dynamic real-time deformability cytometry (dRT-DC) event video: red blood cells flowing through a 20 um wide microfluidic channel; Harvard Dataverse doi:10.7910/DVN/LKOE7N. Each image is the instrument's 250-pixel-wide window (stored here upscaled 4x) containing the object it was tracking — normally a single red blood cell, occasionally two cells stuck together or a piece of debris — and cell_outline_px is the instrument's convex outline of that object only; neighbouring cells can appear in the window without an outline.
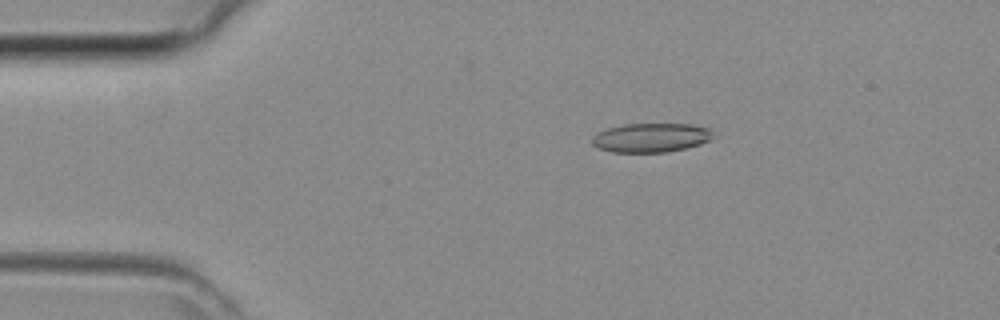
{"species": "common noctule bat (a hibernating species)", "species_latin": "Nyctalus noctula", "temperature_condition": "room temperature", "stored_images_in_passage": 43, "camera_frame_rate_fps": 3000, "um_per_image_px": 0.085, "animal": {"sex": "female", "body_mass_g": 29.2, "forearm_length_mm": 56.3}, "frame": {"image": 1, "passage_image": 8, "time_ms": 2.333, "image_size_px": [1000, 320], "cell_outline_px": [[716, 136], [700, 144], [688, 148], [668, 152], [612, 152], [600, 148], [592, 144], [592, 136], [596, 132], [608, 128], [624, 124], [692, 124], [708, 128]], "centroid_in_image_um": [55.34, 11.7], "position_along_channel_um": 29.7, "area_um2": 20.63}}
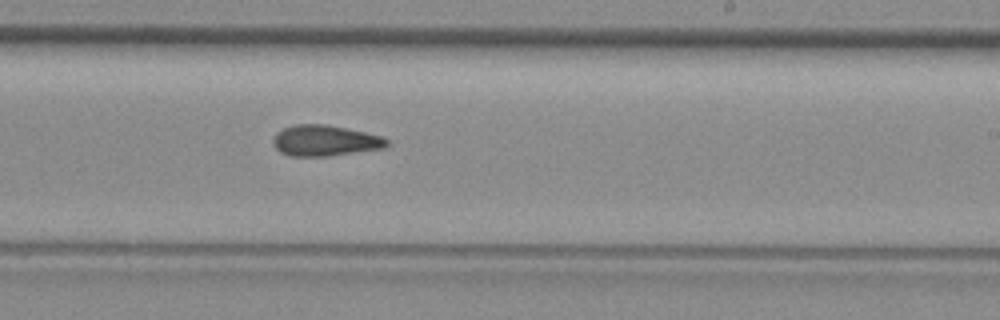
{"frame": {"image": 2, "passage_image": 26, "time_ms": 8.333, "image_size_px": [1000, 320], "cell_outline_px": [[392, 144], [384, 148], [328, 156], [292, 156], [280, 152], [272, 144], [272, 140], [276, 132], [284, 128], [296, 124], [324, 124], [364, 132], [380, 136], [388, 140]], "centroid_in_image_um": [27.61, 11.96], "position_along_channel_um": 261.4, "area_um2": 20.4}}
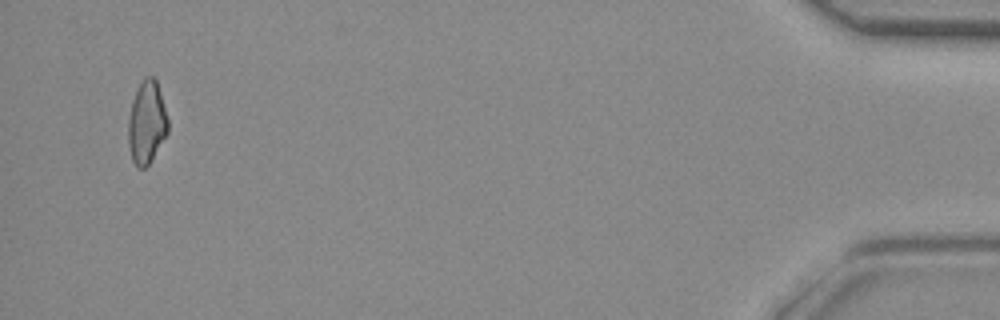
{"frame": {"image": 3, "passage_image": 42, "time_ms": 13.667, "image_size_px": [1000, 320], "cell_outline_px": [[168, 132], [148, 164], [144, 168], [136, 168], [132, 160], [128, 144], [128, 116], [132, 100], [140, 80], [144, 76], [152, 76], [156, 80], [168, 120]], "centroid_in_image_um": [12.44, 10.39], "position_along_channel_um": 422.8, "area_um2": 19.13}}